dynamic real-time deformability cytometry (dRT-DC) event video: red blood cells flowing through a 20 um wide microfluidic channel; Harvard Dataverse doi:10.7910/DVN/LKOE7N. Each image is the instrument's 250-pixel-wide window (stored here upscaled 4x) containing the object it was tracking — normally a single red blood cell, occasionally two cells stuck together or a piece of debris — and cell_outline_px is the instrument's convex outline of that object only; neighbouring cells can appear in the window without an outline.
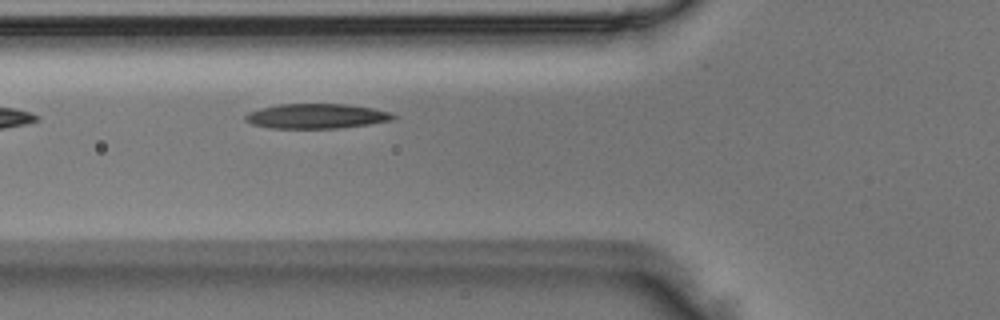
{"species": "Egyptian fruit bat (a non-hibernating species)", "species_latin": "Rousettus aegyptiacus", "temperature_condition": "room temperature", "stored_images_in_passage": 3, "camera_frame_rate_fps": 3000, "um_per_image_px": 0.085, "animal": {"sex": "male"}, "frame": {"image": 1, "passage_image": 3, "time_ms": 0.667, "image_size_px": [1000, 320], "cell_outline_px": [[400, 116], [392, 120], [368, 124], [336, 128], [272, 128], [252, 124], [244, 120], [244, 116], [248, 112], [260, 108], [280, 104], [348, 104], [372, 108], [392, 112]], "centroid_in_image_um": [26.92, 9.86], "position_along_channel_um": 98.9, "area_um2": 21.44}}